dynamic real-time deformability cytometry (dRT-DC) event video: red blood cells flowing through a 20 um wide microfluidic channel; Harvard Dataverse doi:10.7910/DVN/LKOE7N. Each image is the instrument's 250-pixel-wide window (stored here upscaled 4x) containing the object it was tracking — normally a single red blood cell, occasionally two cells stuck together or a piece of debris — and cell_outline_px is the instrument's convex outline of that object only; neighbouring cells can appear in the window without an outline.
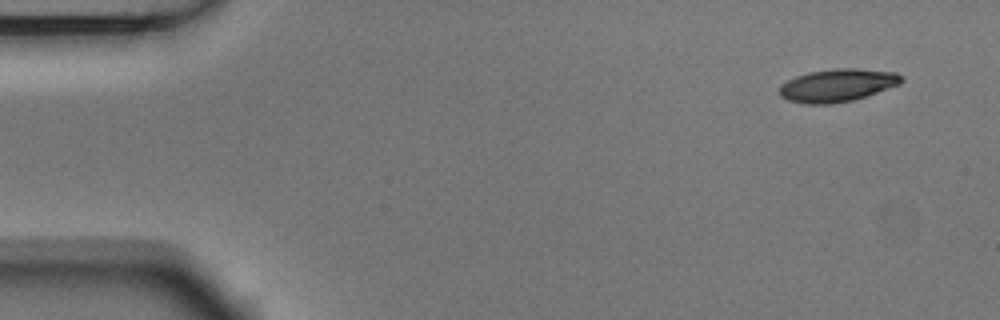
{"species": "Egyptian fruit bat (a non-hibernating species)", "species_latin": "Rousettus aegyptiacus", "temperature_condition": "room temperature", "stored_images_in_passage": 4, "camera_frame_rate_fps": 3000, "um_per_image_px": 0.085, "animal": {"sex": "male"}, "frame": {"image": 1, "passage_image": 1, "time_ms": 0.0, "image_size_px": [1000, 320], "cell_outline_px": [[904, 80], [900, 84], [852, 100], [832, 104], [804, 104], [788, 100], [780, 96], [780, 84], [796, 76], [808, 72], [836, 68], [856, 68], [896, 72], [904, 76]], "centroid_in_image_um": [71.18, 7.24], "position_along_channel_um": 13.8, "area_um2": 23.35}}
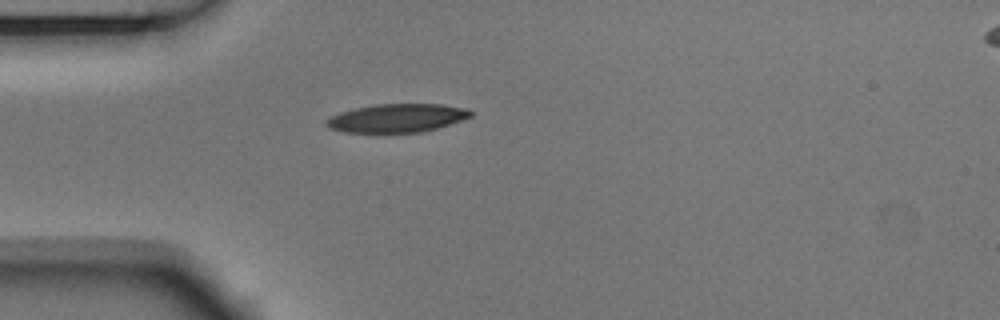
{"frame": {"image": 2, "passage_image": 4, "time_ms": 1.0, "image_size_px": [1000, 320], "cell_outline_px": [[472, 116], [436, 128], [420, 132], [344, 132], [328, 128], [324, 124], [324, 120], [340, 112], [356, 108], [376, 104], [440, 104], [468, 108], [472, 112]], "centroid_in_image_um": [33.71, 10.03], "position_along_channel_um": 51.3, "area_um2": 23.76}}